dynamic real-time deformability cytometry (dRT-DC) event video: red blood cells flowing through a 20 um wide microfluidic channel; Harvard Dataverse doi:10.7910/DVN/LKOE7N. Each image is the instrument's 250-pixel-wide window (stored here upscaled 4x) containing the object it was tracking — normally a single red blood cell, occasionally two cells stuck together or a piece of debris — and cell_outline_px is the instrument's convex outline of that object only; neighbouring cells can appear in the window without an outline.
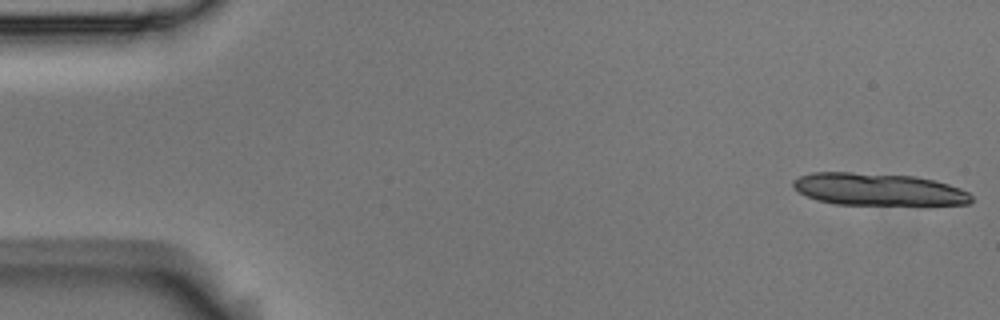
{"species": "Egyptian fruit bat (a non-hibernating species)", "species_latin": "Rousettus aegyptiacus", "temperature_condition": "room temperature", "stored_images_in_passage": 13, "camera_frame_rate_fps": 3000, "um_per_image_px": 0.085, "animal": {"sex": "male"}, "frame": {"image": 1, "passage_image": 1, "time_ms": 0.0, "image_size_px": [1000, 320], "cell_outline_px": [[972, 200], [968, 204], [836, 204], [816, 200], [800, 192], [792, 184], [792, 180], [800, 176], [812, 172], [852, 172], [916, 176], [948, 184], [960, 188], [968, 192], [972, 196]], "centroid_in_image_um": [74.63, 16.08], "position_along_channel_um": 10.4, "area_um2": 33.23}}